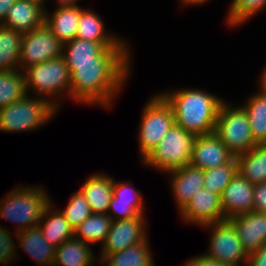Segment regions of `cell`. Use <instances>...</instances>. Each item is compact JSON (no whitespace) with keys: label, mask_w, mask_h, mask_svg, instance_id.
<instances>
[{"label":"cell","mask_w":266,"mask_h":266,"mask_svg":"<svg viewBox=\"0 0 266 266\" xmlns=\"http://www.w3.org/2000/svg\"><path fill=\"white\" fill-rule=\"evenodd\" d=\"M131 61L96 59V63L67 64L71 73V102L104 109L112 107L131 74Z\"/></svg>","instance_id":"obj_1"},{"label":"cell","mask_w":266,"mask_h":266,"mask_svg":"<svg viewBox=\"0 0 266 266\" xmlns=\"http://www.w3.org/2000/svg\"><path fill=\"white\" fill-rule=\"evenodd\" d=\"M159 94L171 106L176 125L196 136L214 133L224 98L202 89L182 87Z\"/></svg>","instance_id":"obj_2"},{"label":"cell","mask_w":266,"mask_h":266,"mask_svg":"<svg viewBox=\"0 0 266 266\" xmlns=\"http://www.w3.org/2000/svg\"><path fill=\"white\" fill-rule=\"evenodd\" d=\"M23 72L26 94H30L31 91L30 95L36 94L38 98L46 100L59 112L63 103L62 98L67 97V100L70 98L71 73L65 58L61 55L32 65Z\"/></svg>","instance_id":"obj_3"},{"label":"cell","mask_w":266,"mask_h":266,"mask_svg":"<svg viewBox=\"0 0 266 266\" xmlns=\"http://www.w3.org/2000/svg\"><path fill=\"white\" fill-rule=\"evenodd\" d=\"M52 201L42 186L21 183L0 199V219L16 224L14 233L38 226L44 209Z\"/></svg>","instance_id":"obj_4"},{"label":"cell","mask_w":266,"mask_h":266,"mask_svg":"<svg viewBox=\"0 0 266 266\" xmlns=\"http://www.w3.org/2000/svg\"><path fill=\"white\" fill-rule=\"evenodd\" d=\"M58 111L46 100L25 94L20 100L0 109V131H34L53 120Z\"/></svg>","instance_id":"obj_5"},{"label":"cell","mask_w":266,"mask_h":266,"mask_svg":"<svg viewBox=\"0 0 266 266\" xmlns=\"http://www.w3.org/2000/svg\"><path fill=\"white\" fill-rule=\"evenodd\" d=\"M196 137L174 124L141 163L162 173L189 165Z\"/></svg>","instance_id":"obj_6"},{"label":"cell","mask_w":266,"mask_h":266,"mask_svg":"<svg viewBox=\"0 0 266 266\" xmlns=\"http://www.w3.org/2000/svg\"><path fill=\"white\" fill-rule=\"evenodd\" d=\"M239 105L235 106L224 100L214 129V133L235 157L257 145L252 136L247 112Z\"/></svg>","instance_id":"obj_7"},{"label":"cell","mask_w":266,"mask_h":266,"mask_svg":"<svg viewBox=\"0 0 266 266\" xmlns=\"http://www.w3.org/2000/svg\"><path fill=\"white\" fill-rule=\"evenodd\" d=\"M174 124L171 106L159 93L153 95L144 105L138 125L137 139L141 161L160 143Z\"/></svg>","instance_id":"obj_8"},{"label":"cell","mask_w":266,"mask_h":266,"mask_svg":"<svg viewBox=\"0 0 266 266\" xmlns=\"http://www.w3.org/2000/svg\"><path fill=\"white\" fill-rule=\"evenodd\" d=\"M210 232L208 251L203 255L209 259L232 266H247L249 254L237 234L234 224L225 219L200 226Z\"/></svg>","instance_id":"obj_9"},{"label":"cell","mask_w":266,"mask_h":266,"mask_svg":"<svg viewBox=\"0 0 266 266\" xmlns=\"http://www.w3.org/2000/svg\"><path fill=\"white\" fill-rule=\"evenodd\" d=\"M127 41H86L75 38L63 45L66 64L96 63V59H132ZM131 54V55H130Z\"/></svg>","instance_id":"obj_10"},{"label":"cell","mask_w":266,"mask_h":266,"mask_svg":"<svg viewBox=\"0 0 266 266\" xmlns=\"http://www.w3.org/2000/svg\"><path fill=\"white\" fill-rule=\"evenodd\" d=\"M63 44L44 23L24 33L21 41L19 70L43 63L62 55Z\"/></svg>","instance_id":"obj_11"},{"label":"cell","mask_w":266,"mask_h":266,"mask_svg":"<svg viewBox=\"0 0 266 266\" xmlns=\"http://www.w3.org/2000/svg\"><path fill=\"white\" fill-rule=\"evenodd\" d=\"M145 218V215H138L131 219L112 220L106 240L100 246L102 248L100 256H97L98 260L103 255H110L143 242L149 236Z\"/></svg>","instance_id":"obj_12"},{"label":"cell","mask_w":266,"mask_h":266,"mask_svg":"<svg viewBox=\"0 0 266 266\" xmlns=\"http://www.w3.org/2000/svg\"><path fill=\"white\" fill-rule=\"evenodd\" d=\"M179 215L183 222L198 227L225 220L220 196L204 187L195 194Z\"/></svg>","instance_id":"obj_13"},{"label":"cell","mask_w":266,"mask_h":266,"mask_svg":"<svg viewBox=\"0 0 266 266\" xmlns=\"http://www.w3.org/2000/svg\"><path fill=\"white\" fill-rule=\"evenodd\" d=\"M254 184L238 171L220 195L225 219L253 211Z\"/></svg>","instance_id":"obj_14"},{"label":"cell","mask_w":266,"mask_h":266,"mask_svg":"<svg viewBox=\"0 0 266 266\" xmlns=\"http://www.w3.org/2000/svg\"><path fill=\"white\" fill-rule=\"evenodd\" d=\"M164 174L170 177V188L176 208L180 213L195 194L204 187V170L189 164Z\"/></svg>","instance_id":"obj_15"},{"label":"cell","mask_w":266,"mask_h":266,"mask_svg":"<svg viewBox=\"0 0 266 266\" xmlns=\"http://www.w3.org/2000/svg\"><path fill=\"white\" fill-rule=\"evenodd\" d=\"M113 178V196L109 203L108 215L112 220L131 219L145 215L142 193L128 182H118Z\"/></svg>","instance_id":"obj_16"},{"label":"cell","mask_w":266,"mask_h":266,"mask_svg":"<svg viewBox=\"0 0 266 266\" xmlns=\"http://www.w3.org/2000/svg\"><path fill=\"white\" fill-rule=\"evenodd\" d=\"M235 156L215 133L196 137L190 164L203 170L228 164Z\"/></svg>","instance_id":"obj_17"},{"label":"cell","mask_w":266,"mask_h":266,"mask_svg":"<svg viewBox=\"0 0 266 266\" xmlns=\"http://www.w3.org/2000/svg\"><path fill=\"white\" fill-rule=\"evenodd\" d=\"M245 251L250 254L266 244V213L251 211L229 219Z\"/></svg>","instance_id":"obj_18"},{"label":"cell","mask_w":266,"mask_h":266,"mask_svg":"<svg viewBox=\"0 0 266 266\" xmlns=\"http://www.w3.org/2000/svg\"><path fill=\"white\" fill-rule=\"evenodd\" d=\"M46 8L33 1L16 0L2 25L23 34L30 32L45 23Z\"/></svg>","instance_id":"obj_19"},{"label":"cell","mask_w":266,"mask_h":266,"mask_svg":"<svg viewBox=\"0 0 266 266\" xmlns=\"http://www.w3.org/2000/svg\"><path fill=\"white\" fill-rule=\"evenodd\" d=\"M92 213L107 214L113 196V177L102 172L92 173L80 187Z\"/></svg>","instance_id":"obj_20"},{"label":"cell","mask_w":266,"mask_h":266,"mask_svg":"<svg viewBox=\"0 0 266 266\" xmlns=\"http://www.w3.org/2000/svg\"><path fill=\"white\" fill-rule=\"evenodd\" d=\"M82 9L72 6L57 7L52 14L45 11V24L63 45L76 38Z\"/></svg>","instance_id":"obj_21"},{"label":"cell","mask_w":266,"mask_h":266,"mask_svg":"<svg viewBox=\"0 0 266 266\" xmlns=\"http://www.w3.org/2000/svg\"><path fill=\"white\" fill-rule=\"evenodd\" d=\"M53 204V201H51L44 209L38 226L47 242L54 248H58L62 243L74 237V229L62 212L58 208L56 209Z\"/></svg>","instance_id":"obj_22"},{"label":"cell","mask_w":266,"mask_h":266,"mask_svg":"<svg viewBox=\"0 0 266 266\" xmlns=\"http://www.w3.org/2000/svg\"><path fill=\"white\" fill-rule=\"evenodd\" d=\"M21 247L39 266H53L55 248L43 237L39 226L15 233Z\"/></svg>","instance_id":"obj_23"},{"label":"cell","mask_w":266,"mask_h":266,"mask_svg":"<svg viewBox=\"0 0 266 266\" xmlns=\"http://www.w3.org/2000/svg\"><path fill=\"white\" fill-rule=\"evenodd\" d=\"M97 262L92 245L75 237L55 248L53 266H93Z\"/></svg>","instance_id":"obj_24"},{"label":"cell","mask_w":266,"mask_h":266,"mask_svg":"<svg viewBox=\"0 0 266 266\" xmlns=\"http://www.w3.org/2000/svg\"><path fill=\"white\" fill-rule=\"evenodd\" d=\"M148 237L125 250L103 255L98 261L104 266H155Z\"/></svg>","instance_id":"obj_25"},{"label":"cell","mask_w":266,"mask_h":266,"mask_svg":"<svg viewBox=\"0 0 266 266\" xmlns=\"http://www.w3.org/2000/svg\"><path fill=\"white\" fill-rule=\"evenodd\" d=\"M259 91L243 103L249 117L252 136L257 144L266 143V87L259 82Z\"/></svg>","instance_id":"obj_26"},{"label":"cell","mask_w":266,"mask_h":266,"mask_svg":"<svg viewBox=\"0 0 266 266\" xmlns=\"http://www.w3.org/2000/svg\"><path fill=\"white\" fill-rule=\"evenodd\" d=\"M237 171L250 183L266 182V143L235 157Z\"/></svg>","instance_id":"obj_27"},{"label":"cell","mask_w":266,"mask_h":266,"mask_svg":"<svg viewBox=\"0 0 266 266\" xmlns=\"http://www.w3.org/2000/svg\"><path fill=\"white\" fill-rule=\"evenodd\" d=\"M105 29V24L94 10L83 8L78 22L76 38L86 41H126ZM114 34V35H113Z\"/></svg>","instance_id":"obj_28"},{"label":"cell","mask_w":266,"mask_h":266,"mask_svg":"<svg viewBox=\"0 0 266 266\" xmlns=\"http://www.w3.org/2000/svg\"><path fill=\"white\" fill-rule=\"evenodd\" d=\"M23 33L0 24V71L19 69Z\"/></svg>","instance_id":"obj_29"},{"label":"cell","mask_w":266,"mask_h":266,"mask_svg":"<svg viewBox=\"0 0 266 266\" xmlns=\"http://www.w3.org/2000/svg\"><path fill=\"white\" fill-rule=\"evenodd\" d=\"M111 224L112 218L108 214L92 213L74 229V237L89 245L101 243L102 246L106 240Z\"/></svg>","instance_id":"obj_30"},{"label":"cell","mask_w":266,"mask_h":266,"mask_svg":"<svg viewBox=\"0 0 266 266\" xmlns=\"http://www.w3.org/2000/svg\"><path fill=\"white\" fill-rule=\"evenodd\" d=\"M25 92L24 72L0 71V109L20 100Z\"/></svg>","instance_id":"obj_31"},{"label":"cell","mask_w":266,"mask_h":266,"mask_svg":"<svg viewBox=\"0 0 266 266\" xmlns=\"http://www.w3.org/2000/svg\"><path fill=\"white\" fill-rule=\"evenodd\" d=\"M266 9V0H233L226 16L228 28H237Z\"/></svg>","instance_id":"obj_32"},{"label":"cell","mask_w":266,"mask_h":266,"mask_svg":"<svg viewBox=\"0 0 266 266\" xmlns=\"http://www.w3.org/2000/svg\"><path fill=\"white\" fill-rule=\"evenodd\" d=\"M236 172L235 157L228 164L206 169L204 170V188L220 196Z\"/></svg>","instance_id":"obj_33"},{"label":"cell","mask_w":266,"mask_h":266,"mask_svg":"<svg viewBox=\"0 0 266 266\" xmlns=\"http://www.w3.org/2000/svg\"><path fill=\"white\" fill-rule=\"evenodd\" d=\"M60 211L73 229L92 214L90 205L80 189L70 195L67 206Z\"/></svg>","instance_id":"obj_34"},{"label":"cell","mask_w":266,"mask_h":266,"mask_svg":"<svg viewBox=\"0 0 266 266\" xmlns=\"http://www.w3.org/2000/svg\"><path fill=\"white\" fill-rule=\"evenodd\" d=\"M10 229L6 226L0 225V264L6 265L11 264V261L17 260L19 257L16 252L17 246L12 238Z\"/></svg>","instance_id":"obj_35"},{"label":"cell","mask_w":266,"mask_h":266,"mask_svg":"<svg viewBox=\"0 0 266 266\" xmlns=\"http://www.w3.org/2000/svg\"><path fill=\"white\" fill-rule=\"evenodd\" d=\"M253 211L266 213V182L254 184Z\"/></svg>","instance_id":"obj_36"},{"label":"cell","mask_w":266,"mask_h":266,"mask_svg":"<svg viewBox=\"0 0 266 266\" xmlns=\"http://www.w3.org/2000/svg\"><path fill=\"white\" fill-rule=\"evenodd\" d=\"M184 266H232V265L221 264L220 262H216L215 260L209 259L205 257L203 254H200L186 260Z\"/></svg>","instance_id":"obj_37"},{"label":"cell","mask_w":266,"mask_h":266,"mask_svg":"<svg viewBox=\"0 0 266 266\" xmlns=\"http://www.w3.org/2000/svg\"><path fill=\"white\" fill-rule=\"evenodd\" d=\"M247 266H266V244L249 254Z\"/></svg>","instance_id":"obj_38"},{"label":"cell","mask_w":266,"mask_h":266,"mask_svg":"<svg viewBox=\"0 0 266 266\" xmlns=\"http://www.w3.org/2000/svg\"><path fill=\"white\" fill-rule=\"evenodd\" d=\"M15 2L16 0H0V24L5 21L9 9Z\"/></svg>","instance_id":"obj_39"},{"label":"cell","mask_w":266,"mask_h":266,"mask_svg":"<svg viewBox=\"0 0 266 266\" xmlns=\"http://www.w3.org/2000/svg\"><path fill=\"white\" fill-rule=\"evenodd\" d=\"M57 3V7H72V6H78L77 2L78 0H55Z\"/></svg>","instance_id":"obj_40"},{"label":"cell","mask_w":266,"mask_h":266,"mask_svg":"<svg viewBox=\"0 0 266 266\" xmlns=\"http://www.w3.org/2000/svg\"><path fill=\"white\" fill-rule=\"evenodd\" d=\"M180 1L179 4L183 7L192 6V5H198V4H204L205 2H208L209 0H178Z\"/></svg>","instance_id":"obj_41"},{"label":"cell","mask_w":266,"mask_h":266,"mask_svg":"<svg viewBox=\"0 0 266 266\" xmlns=\"http://www.w3.org/2000/svg\"><path fill=\"white\" fill-rule=\"evenodd\" d=\"M260 83L266 87V66L265 68H263V71L261 72V75H260V79H259Z\"/></svg>","instance_id":"obj_42"},{"label":"cell","mask_w":266,"mask_h":266,"mask_svg":"<svg viewBox=\"0 0 266 266\" xmlns=\"http://www.w3.org/2000/svg\"><path fill=\"white\" fill-rule=\"evenodd\" d=\"M28 1H33V2H36V3L40 4V5L46 6L44 4V1L46 2L47 0H28Z\"/></svg>","instance_id":"obj_43"}]
</instances>
